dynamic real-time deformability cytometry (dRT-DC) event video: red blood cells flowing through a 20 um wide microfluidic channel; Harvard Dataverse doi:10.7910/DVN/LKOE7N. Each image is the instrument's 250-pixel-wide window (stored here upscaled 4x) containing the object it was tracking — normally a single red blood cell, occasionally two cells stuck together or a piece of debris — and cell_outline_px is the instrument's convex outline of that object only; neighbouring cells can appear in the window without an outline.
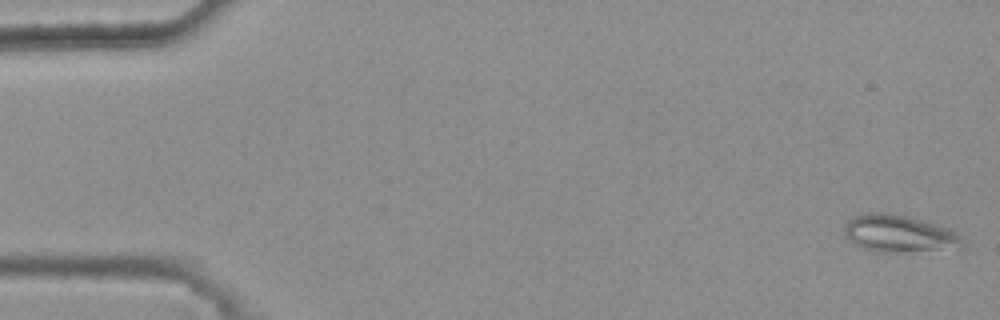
{"species": "common noctule bat (a hibernating species)", "species_latin": "Nyctalus noctula", "temperature_condition": "warm", "stored_images_in_passage": 46, "camera_frame_rate_fps": 3000, "um_per_image_px": 0.085, "animal": {"sex": "female", "body_mass_g": 25.1}, "frame": {"image": 1, "passage_image": 2, "time_ms": 0.333, "image_size_px": [1000, 320], "cell_outline_px": [[964, 248], [896, 252], [872, 252], [860, 248], [848, 240], [844, 236], [844, 224], [852, 216], [868, 212], [884, 212], [904, 216], [952, 228], [964, 240]], "centroid_in_image_um": [76.4, 19.87], "position_along_channel_um": 8.6, "area_um2": 26.07}}
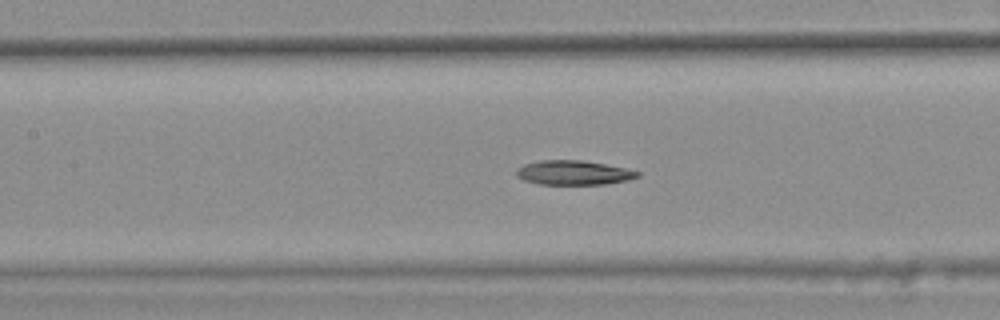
{"frame": {"image": 2, "passage_image": 25, "time_ms": 8.0, "image_size_px": [1000, 320], "cell_outline_px": [[640, 176], [628, 180], [604, 184], [540, 184], [524, 180], [516, 176], [516, 168], [524, 164], [540, 160], [584, 160], [624, 168], [640, 172]], "centroid_in_image_um": [48.72, 14.67], "position_along_channel_um": 158.7, "area_um2": 17.17}}
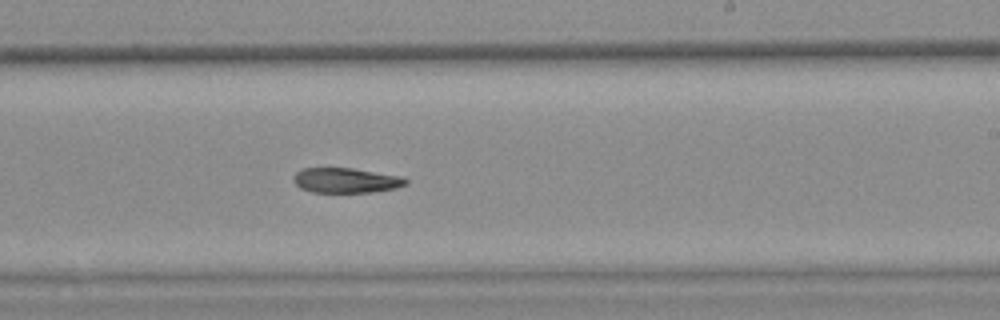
{"frame": {"image": 3, "passage_image": 33, "time_ms": 10.667, "image_size_px": [1000, 320], "cell_outline_px": [[408, 184], [396, 188], [372, 192], [312, 192], [300, 188], [292, 180], [292, 176], [300, 168], [352, 168], [404, 176], [408, 180]], "centroid_in_image_um": [29.41, 15.32], "position_along_channel_um": 259.6, "area_um2": 16.59}}